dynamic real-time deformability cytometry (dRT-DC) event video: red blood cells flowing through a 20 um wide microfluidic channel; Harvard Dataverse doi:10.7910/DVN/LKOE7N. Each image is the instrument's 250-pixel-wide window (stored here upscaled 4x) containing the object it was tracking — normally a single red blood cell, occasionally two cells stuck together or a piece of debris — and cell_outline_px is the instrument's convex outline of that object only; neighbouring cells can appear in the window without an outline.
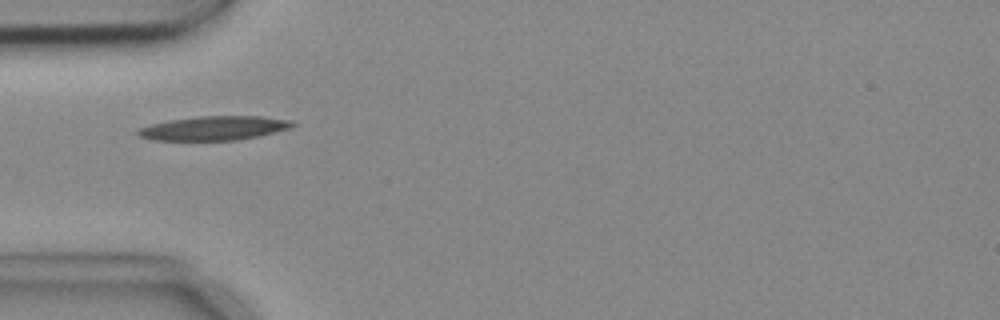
{"species": "common noctule bat (a hibernating species)", "species_latin": "Nyctalus noctula", "temperature_condition": "cold", "stored_images_in_passage": 7, "camera_frame_rate_fps": 3000, "um_per_image_px": 0.085, "animal": {"sex": "female", "body_mass_g": 18.4}, "frame": {"image": 1, "passage_image": 5, "time_ms": 1.333, "image_size_px": [1000, 320], "cell_outline_px": [[296, 124], [292, 128], [256, 136], [236, 140], [152, 140], [140, 136], [136, 132], [136, 128], [148, 124], [168, 120], [200, 116], [260, 116], [292, 120]], "centroid_in_image_um": [18.15, 10.88], "position_along_channel_um": 66.8, "area_um2": 21.79}}
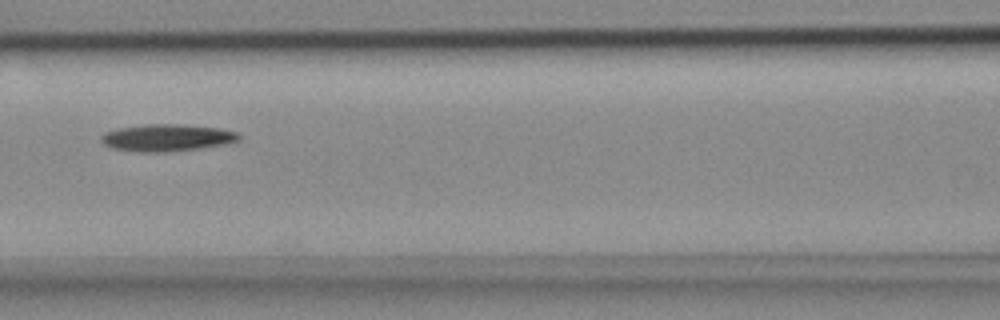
{"frame": {"image": 2, "passage_image": 7, "time_ms": 2.0, "image_size_px": [1000, 320], "cell_outline_px": [[240, 140], [228, 144], [200, 148], [164, 152], [140, 152], [112, 148], [104, 144], [100, 140], [100, 136], [104, 132], [120, 128], [144, 124], [176, 124], [216, 128], [236, 132], [240, 136]], "centroid_in_image_um": [14.17, 11.71], "position_along_channel_um": 152.4, "area_um2": 21.62}}